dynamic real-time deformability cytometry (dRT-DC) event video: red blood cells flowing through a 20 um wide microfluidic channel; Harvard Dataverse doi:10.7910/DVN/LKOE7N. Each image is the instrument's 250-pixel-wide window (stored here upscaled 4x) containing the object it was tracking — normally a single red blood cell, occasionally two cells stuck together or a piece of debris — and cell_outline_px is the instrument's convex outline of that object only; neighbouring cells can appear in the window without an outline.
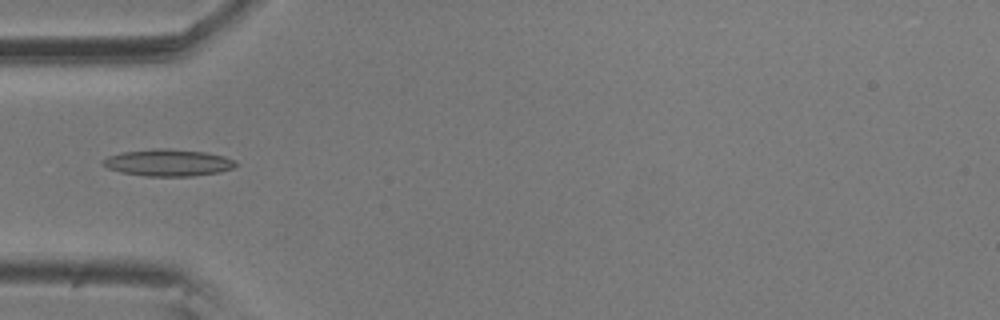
{"species": "common noctule bat (a hibernating species)", "species_latin": "Nyctalus noctula", "temperature_condition": "room temperature", "stored_images_in_passage": 8, "camera_frame_rate_fps": 3000, "um_per_image_px": 0.085, "animal": {"sex": "male", "body_mass_g": 20.5, "forearm_length_mm": 52.5}, "frame": {"image": 1, "passage_image": 5, "time_ms": 1.333, "image_size_px": [1000, 320], "cell_outline_px": [[236, 164], [232, 168], [220, 172], [192, 176], [144, 176], [120, 172], [108, 168], [100, 164], [100, 160], [108, 156], [120, 152], [156, 148], [164, 148], [204, 152], [224, 156], [236, 160]], "centroid_in_image_um": [14.23, 13.82], "position_along_channel_um": 70.8, "area_um2": 20.92}}
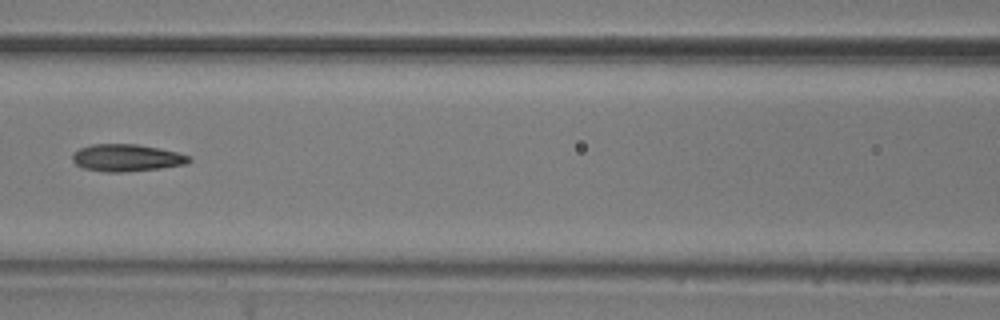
{"frame": {"image": 2, "passage_image": 7, "time_ms": 2.0, "image_size_px": [1000, 320], "cell_outline_px": [[192, 160], [188, 164], [160, 168], [120, 172], [104, 172], [84, 168], [76, 164], [72, 160], [72, 152], [80, 148], [92, 144], [136, 144], [160, 148], [176, 152], [188, 156]], "centroid_in_image_um": [10.74, 13.41], "position_along_channel_um": 155.9, "area_um2": 18.44}}
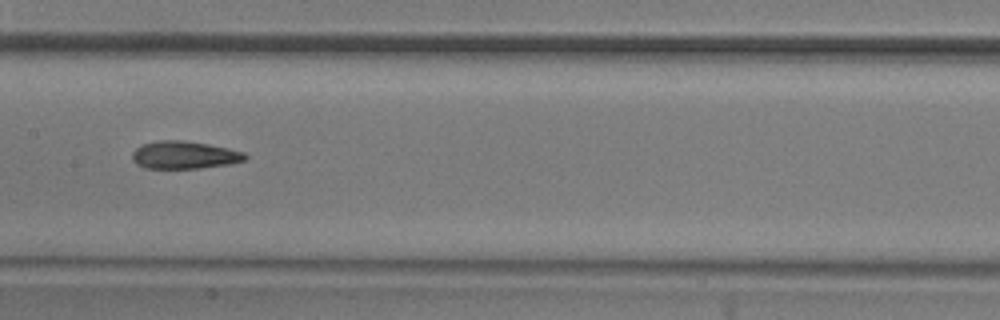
{"frame": {"image": 3, "passage_image": 8, "time_ms": 2.333, "image_size_px": [1000, 320], "cell_outline_px": [[248, 156], [244, 160], [228, 164], [200, 168], [144, 168], [136, 164], [132, 160], [132, 152], [136, 148], [144, 144], [160, 140], [180, 140], [208, 144], [228, 148], [244, 152]], "centroid_in_image_um": [15.65, 13.18], "position_along_channel_um": 191.8, "area_um2": 18.09}}